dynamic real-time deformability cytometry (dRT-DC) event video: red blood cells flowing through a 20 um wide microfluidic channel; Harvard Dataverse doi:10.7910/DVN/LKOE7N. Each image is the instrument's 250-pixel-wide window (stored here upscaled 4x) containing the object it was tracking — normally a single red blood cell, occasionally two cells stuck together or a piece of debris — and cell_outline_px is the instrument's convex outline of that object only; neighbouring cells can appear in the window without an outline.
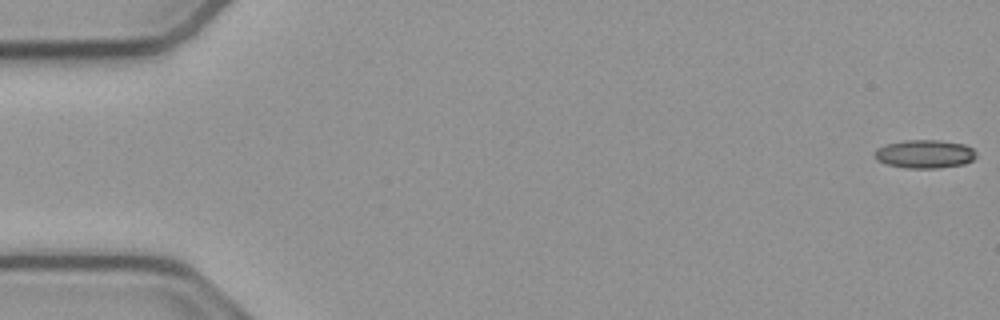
{"species": "common noctule bat (a hibernating species)", "species_latin": "Nyctalus noctula", "temperature_condition": "cold", "stored_images_in_passage": 14, "camera_frame_rate_fps": 3000, "um_per_image_px": 0.085, "animal": {"sex": "male", "body_mass_g": 23.1, "forearm_length_mm": 52.7}, "frame": {"image": 1, "passage_image": 1, "time_ms": 0.0, "image_size_px": [1000, 320], "cell_outline_px": [[976, 156], [972, 160], [964, 164], [940, 168], [908, 168], [888, 164], [876, 160], [876, 148], [888, 144], [904, 140], [940, 140], [964, 144], [972, 148], [976, 152]], "centroid_in_image_um": [78.63, 13.09], "position_along_channel_um": 6.4, "area_um2": 16.7}}
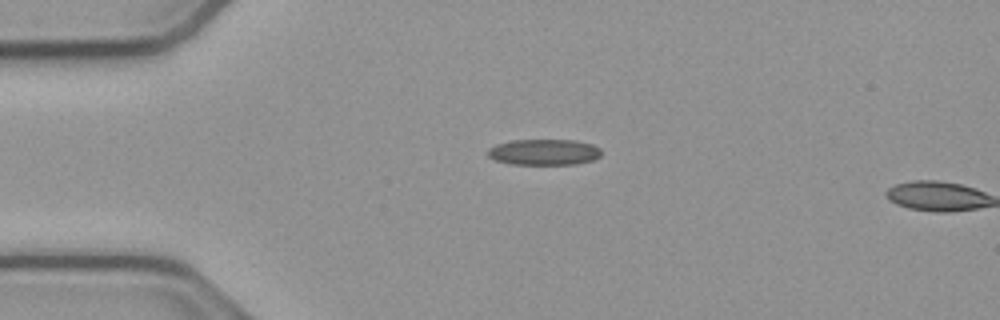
{"frame": {"image": 2, "passage_image": 13, "time_ms": 4.0, "image_size_px": [1000, 320], "cell_outline_px": [[600, 156], [592, 160], [576, 164], [512, 164], [496, 160], [488, 156], [488, 148], [496, 144], [512, 140], [576, 140], [592, 144], [600, 148]], "centroid_in_image_um": [46.24, 12.92], "position_along_channel_um": 38.8, "area_um2": 17.11}}